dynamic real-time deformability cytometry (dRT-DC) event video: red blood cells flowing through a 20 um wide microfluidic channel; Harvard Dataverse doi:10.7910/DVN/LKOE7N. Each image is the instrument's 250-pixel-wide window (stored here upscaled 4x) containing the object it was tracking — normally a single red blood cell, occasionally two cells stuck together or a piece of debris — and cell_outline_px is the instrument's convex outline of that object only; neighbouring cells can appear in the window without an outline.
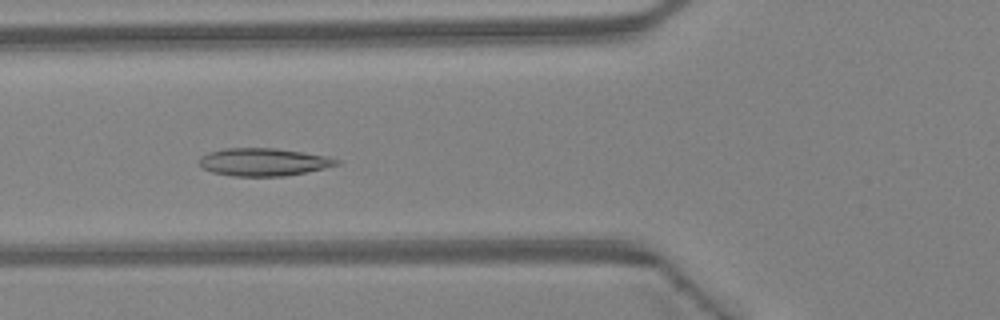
{"species": "Egyptian fruit bat (a non-hibernating species)", "species_latin": "Rousettus aegyptiacus", "temperature_condition": "warm", "stored_images_in_passage": 46, "camera_frame_rate_fps": 3000, "um_per_image_px": 0.085, "animal": {"sex": "female"}, "frame": {"image": 1, "passage_image": 18, "time_ms": 5.667, "image_size_px": [1000, 320], "cell_outline_px": [[340, 164], [324, 168], [284, 176], [232, 176], [212, 172], [200, 168], [200, 156], [208, 152], [224, 148], [276, 148], [328, 156], [340, 160]], "centroid_in_image_um": [22.37, 13.77], "position_along_channel_um": 103.4, "area_um2": 22.25}}
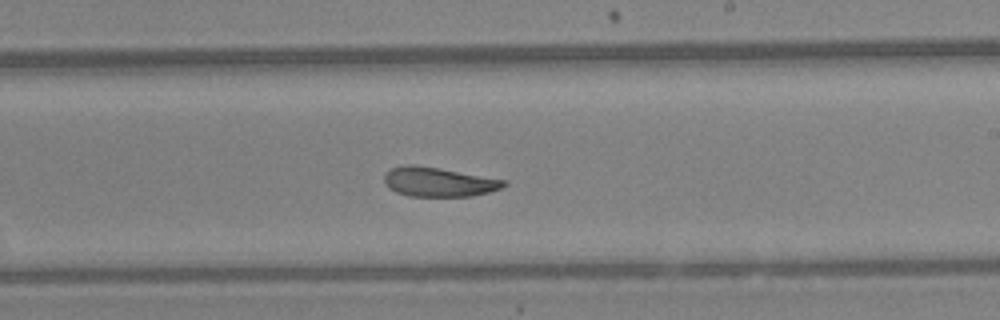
{"frame": {"image": 2, "passage_image": 28, "time_ms": 9.0, "image_size_px": [1000, 320], "cell_outline_px": [[508, 184], [500, 188], [488, 192], [472, 196], [408, 196], [396, 192], [388, 188], [384, 184], [384, 176], [392, 168], [408, 164], [412, 164], [508, 180]], "centroid_in_image_um": [37.28, 15.47], "position_along_channel_um": 251.7, "area_um2": 20.29}}
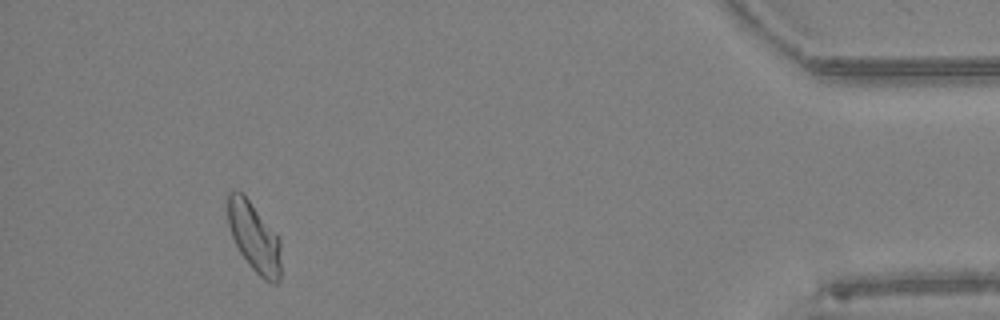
{"frame": {"image": 3, "passage_image": 43, "time_ms": 14.0, "image_size_px": [1000, 320], "cell_outline_px": [[280, 280], [276, 284], [272, 284], [264, 280], [252, 268], [240, 252], [232, 236], [228, 224], [228, 192], [240, 192], [248, 200], [280, 236]], "centroid_in_image_um": [21.64, 20.21], "position_along_channel_um": 413.6, "area_um2": 21.33}, "authors_computed_cell_mechanics": {"area_um2": 21.5305, "velocity_mm_per_s": 4.4596, "shape_relaxation_time_tau1_ms": 5.1309, "shape_relaxation_time_tau2_ms": 5.161, "deformation_change_tau1": 0.1502, "deformation_change_tau2": 0.107}}